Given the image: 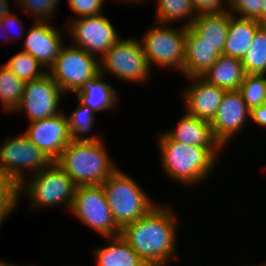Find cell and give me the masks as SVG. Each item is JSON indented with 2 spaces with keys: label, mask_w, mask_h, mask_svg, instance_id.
<instances>
[{
  "label": "cell",
  "mask_w": 266,
  "mask_h": 266,
  "mask_svg": "<svg viewBox=\"0 0 266 266\" xmlns=\"http://www.w3.org/2000/svg\"><path fill=\"white\" fill-rule=\"evenodd\" d=\"M169 208L155 206L147 215L120 229V236L144 263L165 266L177 249L176 220Z\"/></svg>",
  "instance_id": "6da1fadb"
},
{
  "label": "cell",
  "mask_w": 266,
  "mask_h": 266,
  "mask_svg": "<svg viewBox=\"0 0 266 266\" xmlns=\"http://www.w3.org/2000/svg\"><path fill=\"white\" fill-rule=\"evenodd\" d=\"M163 170L176 181L193 185L206 179L217 163L218 151L224 147L190 146L160 135Z\"/></svg>",
  "instance_id": "7a4b0ae2"
},
{
  "label": "cell",
  "mask_w": 266,
  "mask_h": 266,
  "mask_svg": "<svg viewBox=\"0 0 266 266\" xmlns=\"http://www.w3.org/2000/svg\"><path fill=\"white\" fill-rule=\"evenodd\" d=\"M55 162L76 186L102 185L118 168L111 163L101 140H71Z\"/></svg>",
  "instance_id": "3957f363"
},
{
  "label": "cell",
  "mask_w": 266,
  "mask_h": 266,
  "mask_svg": "<svg viewBox=\"0 0 266 266\" xmlns=\"http://www.w3.org/2000/svg\"><path fill=\"white\" fill-rule=\"evenodd\" d=\"M127 175L117 168L102 183L113 220L120 229L147 215L156 206L133 178Z\"/></svg>",
  "instance_id": "277c9868"
},
{
  "label": "cell",
  "mask_w": 266,
  "mask_h": 266,
  "mask_svg": "<svg viewBox=\"0 0 266 266\" xmlns=\"http://www.w3.org/2000/svg\"><path fill=\"white\" fill-rule=\"evenodd\" d=\"M31 177L28 185L27 180L20 185V191L28 193L32 209L63 204L70 210L77 186L55 161Z\"/></svg>",
  "instance_id": "5b68a950"
},
{
  "label": "cell",
  "mask_w": 266,
  "mask_h": 266,
  "mask_svg": "<svg viewBox=\"0 0 266 266\" xmlns=\"http://www.w3.org/2000/svg\"><path fill=\"white\" fill-rule=\"evenodd\" d=\"M70 211L106 238L120 235L102 185L77 186Z\"/></svg>",
  "instance_id": "8992f818"
},
{
  "label": "cell",
  "mask_w": 266,
  "mask_h": 266,
  "mask_svg": "<svg viewBox=\"0 0 266 266\" xmlns=\"http://www.w3.org/2000/svg\"><path fill=\"white\" fill-rule=\"evenodd\" d=\"M85 50L74 46H62L54 64L47 73L63 93H76L87 80L100 72L98 59Z\"/></svg>",
  "instance_id": "52a82bcc"
},
{
  "label": "cell",
  "mask_w": 266,
  "mask_h": 266,
  "mask_svg": "<svg viewBox=\"0 0 266 266\" xmlns=\"http://www.w3.org/2000/svg\"><path fill=\"white\" fill-rule=\"evenodd\" d=\"M100 59V72L106 75L108 70L121 81L145 82L151 71L141 42L135 38L118 40Z\"/></svg>",
  "instance_id": "ba28073f"
},
{
  "label": "cell",
  "mask_w": 266,
  "mask_h": 266,
  "mask_svg": "<svg viewBox=\"0 0 266 266\" xmlns=\"http://www.w3.org/2000/svg\"><path fill=\"white\" fill-rule=\"evenodd\" d=\"M153 27L141 41L145 57L151 68V64L165 68H174L182 71L185 57V42L187 28L173 29L159 24Z\"/></svg>",
  "instance_id": "9c48e42d"
},
{
  "label": "cell",
  "mask_w": 266,
  "mask_h": 266,
  "mask_svg": "<svg viewBox=\"0 0 266 266\" xmlns=\"http://www.w3.org/2000/svg\"><path fill=\"white\" fill-rule=\"evenodd\" d=\"M2 144V145H1ZM0 144V168L19 185L24 182L23 168L37 173L52 161L23 134Z\"/></svg>",
  "instance_id": "30bf717a"
},
{
  "label": "cell",
  "mask_w": 266,
  "mask_h": 266,
  "mask_svg": "<svg viewBox=\"0 0 266 266\" xmlns=\"http://www.w3.org/2000/svg\"><path fill=\"white\" fill-rule=\"evenodd\" d=\"M67 26L76 46L94 57L99 53L102 58L121 39L110 20L102 14L73 19Z\"/></svg>",
  "instance_id": "8fae6325"
},
{
  "label": "cell",
  "mask_w": 266,
  "mask_h": 266,
  "mask_svg": "<svg viewBox=\"0 0 266 266\" xmlns=\"http://www.w3.org/2000/svg\"><path fill=\"white\" fill-rule=\"evenodd\" d=\"M62 89L46 73L44 76L26 82L20 104L14 110H24L29 122L46 119L59 114Z\"/></svg>",
  "instance_id": "7c38bea8"
},
{
  "label": "cell",
  "mask_w": 266,
  "mask_h": 266,
  "mask_svg": "<svg viewBox=\"0 0 266 266\" xmlns=\"http://www.w3.org/2000/svg\"><path fill=\"white\" fill-rule=\"evenodd\" d=\"M24 134L51 160L56 161L71 141L67 115L63 112L31 122Z\"/></svg>",
  "instance_id": "4fadbf2b"
},
{
  "label": "cell",
  "mask_w": 266,
  "mask_h": 266,
  "mask_svg": "<svg viewBox=\"0 0 266 266\" xmlns=\"http://www.w3.org/2000/svg\"><path fill=\"white\" fill-rule=\"evenodd\" d=\"M248 116H250V110L240 91H226L214 118L210 122L215 138L223 147L234 134L242 129Z\"/></svg>",
  "instance_id": "5bb4252c"
},
{
  "label": "cell",
  "mask_w": 266,
  "mask_h": 266,
  "mask_svg": "<svg viewBox=\"0 0 266 266\" xmlns=\"http://www.w3.org/2000/svg\"><path fill=\"white\" fill-rule=\"evenodd\" d=\"M48 23V21H36L31 25L22 51L32 55L49 71L48 68L54 64L64 44L60 32Z\"/></svg>",
  "instance_id": "9a60e30c"
},
{
  "label": "cell",
  "mask_w": 266,
  "mask_h": 266,
  "mask_svg": "<svg viewBox=\"0 0 266 266\" xmlns=\"http://www.w3.org/2000/svg\"><path fill=\"white\" fill-rule=\"evenodd\" d=\"M193 85L184 91L187 113L211 122L222 101L224 89L206 82L201 77H190Z\"/></svg>",
  "instance_id": "2e32d148"
},
{
  "label": "cell",
  "mask_w": 266,
  "mask_h": 266,
  "mask_svg": "<svg viewBox=\"0 0 266 266\" xmlns=\"http://www.w3.org/2000/svg\"><path fill=\"white\" fill-rule=\"evenodd\" d=\"M220 55L214 45L202 41V37L192 27L187 28L182 74L188 78L201 77Z\"/></svg>",
  "instance_id": "e0dca14e"
},
{
  "label": "cell",
  "mask_w": 266,
  "mask_h": 266,
  "mask_svg": "<svg viewBox=\"0 0 266 266\" xmlns=\"http://www.w3.org/2000/svg\"><path fill=\"white\" fill-rule=\"evenodd\" d=\"M172 140L190 146L223 147L215 138L210 122L185 113L177 127L165 132Z\"/></svg>",
  "instance_id": "ac0fdd59"
},
{
  "label": "cell",
  "mask_w": 266,
  "mask_h": 266,
  "mask_svg": "<svg viewBox=\"0 0 266 266\" xmlns=\"http://www.w3.org/2000/svg\"><path fill=\"white\" fill-rule=\"evenodd\" d=\"M245 76L240 58L221 54L201 78L225 91H230L238 90Z\"/></svg>",
  "instance_id": "d6986e66"
},
{
  "label": "cell",
  "mask_w": 266,
  "mask_h": 266,
  "mask_svg": "<svg viewBox=\"0 0 266 266\" xmlns=\"http://www.w3.org/2000/svg\"><path fill=\"white\" fill-rule=\"evenodd\" d=\"M261 25L256 19L240 18L233 14L230 17L223 54L242 59Z\"/></svg>",
  "instance_id": "ffe728a7"
},
{
  "label": "cell",
  "mask_w": 266,
  "mask_h": 266,
  "mask_svg": "<svg viewBox=\"0 0 266 266\" xmlns=\"http://www.w3.org/2000/svg\"><path fill=\"white\" fill-rule=\"evenodd\" d=\"M231 16L229 10L222 13L198 14L191 27L202 37V41L214 45L223 54Z\"/></svg>",
  "instance_id": "44dd1931"
},
{
  "label": "cell",
  "mask_w": 266,
  "mask_h": 266,
  "mask_svg": "<svg viewBox=\"0 0 266 266\" xmlns=\"http://www.w3.org/2000/svg\"><path fill=\"white\" fill-rule=\"evenodd\" d=\"M103 76L99 72L95 77L87 80L81 89L76 92L78 100L89 106L94 112L110 110L118 100L116 91L111 85L103 81Z\"/></svg>",
  "instance_id": "7402d4cb"
},
{
  "label": "cell",
  "mask_w": 266,
  "mask_h": 266,
  "mask_svg": "<svg viewBox=\"0 0 266 266\" xmlns=\"http://www.w3.org/2000/svg\"><path fill=\"white\" fill-rule=\"evenodd\" d=\"M108 246L99 247L95 254L97 266H141L144 262L131 246L119 235L108 237Z\"/></svg>",
  "instance_id": "603a6c76"
},
{
  "label": "cell",
  "mask_w": 266,
  "mask_h": 266,
  "mask_svg": "<svg viewBox=\"0 0 266 266\" xmlns=\"http://www.w3.org/2000/svg\"><path fill=\"white\" fill-rule=\"evenodd\" d=\"M241 60L246 74L266 75V25L257 29Z\"/></svg>",
  "instance_id": "cb8c5ba5"
},
{
  "label": "cell",
  "mask_w": 266,
  "mask_h": 266,
  "mask_svg": "<svg viewBox=\"0 0 266 266\" xmlns=\"http://www.w3.org/2000/svg\"><path fill=\"white\" fill-rule=\"evenodd\" d=\"M155 24H169L179 19L190 18L183 27H191L196 13L193 9L191 0H158ZM192 15V16H191ZM190 16V17H189Z\"/></svg>",
  "instance_id": "d4e9b609"
},
{
  "label": "cell",
  "mask_w": 266,
  "mask_h": 266,
  "mask_svg": "<svg viewBox=\"0 0 266 266\" xmlns=\"http://www.w3.org/2000/svg\"><path fill=\"white\" fill-rule=\"evenodd\" d=\"M25 82L3 64L0 67V100L6 112H14L23 96Z\"/></svg>",
  "instance_id": "484cf974"
},
{
  "label": "cell",
  "mask_w": 266,
  "mask_h": 266,
  "mask_svg": "<svg viewBox=\"0 0 266 266\" xmlns=\"http://www.w3.org/2000/svg\"><path fill=\"white\" fill-rule=\"evenodd\" d=\"M76 110L68 117V130L73 141H100L98 137H83L79 134H87L94 125V111L87 105L82 104L78 100ZM79 133V134H78Z\"/></svg>",
  "instance_id": "4316f807"
},
{
  "label": "cell",
  "mask_w": 266,
  "mask_h": 266,
  "mask_svg": "<svg viewBox=\"0 0 266 266\" xmlns=\"http://www.w3.org/2000/svg\"><path fill=\"white\" fill-rule=\"evenodd\" d=\"M5 65L25 83L38 79L47 73L45 70L41 71L43 66L32 55L24 51L15 54Z\"/></svg>",
  "instance_id": "83f0119b"
},
{
  "label": "cell",
  "mask_w": 266,
  "mask_h": 266,
  "mask_svg": "<svg viewBox=\"0 0 266 266\" xmlns=\"http://www.w3.org/2000/svg\"><path fill=\"white\" fill-rule=\"evenodd\" d=\"M238 90L251 111L266 102V76L246 74Z\"/></svg>",
  "instance_id": "f1b7e54d"
},
{
  "label": "cell",
  "mask_w": 266,
  "mask_h": 266,
  "mask_svg": "<svg viewBox=\"0 0 266 266\" xmlns=\"http://www.w3.org/2000/svg\"><path fill=\"white\" fill-rule=\"evenodd\" d=\"M20 193V185L0 168V225L17 208Z\"/></svg>",
  "instance_id": "f546056e"
},
{
  "label": "cell",
  "mask_w": 266,
  "mask_h": 266,
  "mask_svg": "<svg viewBox=\"0 0 266 266\" xmlns=\"http://www.w3.org/2000/svg\"><path fill=\"white\" fill-rule=\"evenodd\" d=\"M19 7L35 15L36 21H48L60 0H17Z\"/></svg>",
  "instance_id": "4dcf8cb0"
},
{
  "label": "cell",
  "mask_w": 266,
  "mask_h": 266,
  "mask_svg": "<svg viewBox=\"0 0 266 266\" xmlns=\"http://www.w3.org/2000/svg\"><path fill=\"white\" fill-rule=\"evenodd\" d=\"M233 12L234 11L240 18L256 19L261 17L262 1L263 0H227Z\"/></svg>",
  "instance_id": "1f68e13d"
},
{
  "label": "cell",
  "mask_w": 266,
  "mask_h": 266,
  "mask_svg": "<svg viewBox=\"0 0 266 266\" xmlns=\"http://www.w3.org/2000/svg\"><path fill=\"white\" fill-rule=\"evenodd\" d=\"M70 9L79 15L77 18L103 13L104 0H69Z\"/></svg>",
  "instance_id": "d6a6232c"
},
{
  "label": "cell",
  "mask_w": 266,
  "mask_h": 266,
  "mask_svg": "<svg viewBox=\"0 0 266 266\" xmlns=\"http://www.w3.org/2000/svg\"><path fill=\"white\" fill-rule=\"evenodd\" d=\"M191 3L196 15L228 11L222 6V0H191Z\"/></svg>",
  "instance_id": "836d02e7"
},
{
  "label": "cell",
  "mask_w": 266,
  "mask_h": 266,
  "mask_svg": "<svg viewBox=\"0 0 266 266\" xmlns=\"http://www.w3.org/2000/svg\"><path fill=\"white\" fill-rule=\"evenodd\" d=\"M257 125L262 127L266 126V102L262 103L259 107H256L250 111V116Z\"/></svg>",
  "instance_id": "e575fe53"
},
{
  "label": "cell",
  "mask_w": 266,
  "mask_h": 266,
  "mask_svg": "<svg viewBox=\"0 0 266 266\" xmlns=\"http://www.w3.org/2000/svg\"><path fill=\"white\" fill-rule=\"evenodd\" d=\"M2 22H3V25H4V29L6 28H12V29H14L13 27H14V25L15 24H22L21 22H20V19L16 16V15H14V14H12V13H10V14H8V15H6V16H4L3 18H2ZM18 26V25H17ZM22 26H20L19 25V29H20V32L23 34V31H22ZM10 32V31H9ZM19 32V31H18ZM22 34H18V33H15V37L16 38H18L19 39V37H21L22 36ZM19 36V37H18Z\"/></svg>",
  "instance_id": "d590c367"
},
{
  "label": "cell",
  "mask_w": 266,
  "mask_h": 266,
  "mask_svg": "<svg viewBox=\"0 0 266 266\" xmlns=\"http://www.w3.org/2000/svg\"><path fill=\"white\" fill-rule=\"evenodd\" d=\"M8 0H0V18H3L4 16L10 14L9 10V2Z\"/></svg>",
  "instance_id": "8d00e7d4"
},
{
  "label": "cell",
  "mask_w": 266,
  "mask_h": 266,
  "mask_svg": "<svg viewBox=\"0 0 266 266\" xmlns=\"http://www.w3.org/2000/svg\"><path fill=\"white\" fill-rule=\"evenodd\" d=\"M258 21L262 25H266V0L262 1V11H261V17L258 19Z\"/></svg>",
  "instance_id": "74e56055"
},
{
  "label": "cell",
  "mask_w": 266,
  "mask_h": 266,
  "mask_svg": "<svg viewBox=\"0 0 266 266\" xmlns=\"http://www.w3.org/2000/svg\"><path fill=\"white\" fill-rule=\"evenodd\" d=\"M0 266H16L14 264H10L9 262L0 261Z\"/></svg>",
  "instance_id": "f35d334b"
},
{
  "label": "cell",
  "mask_w": 266,
  "mask_h": 266,
  "mask_svg": "<svg viewBox=\"0 0 266 266\" xmlns=\"http://www.w3.org/2000/svg\"><path fill=\"white\" fill-rule=\"evenodd\" d=\"M141 266H159V265L152 264V263H144V264L141 265Z\"/></svg>",
  "instance_id": "ab89813d"
},
{
  "label": "cell",
  "mask_w": 266,
  "mask_h": 266,
  "mask_svg": "<svg viewBox=\"0 0 266 266\" xmlns=\"http://www.w3.org/2000/svg\"><path fill=\"white\" fill-rule=\"evenodd\" d=\"M1 27L4 28V25H3V22H2V18H0V29H1Z\"/></svg>",
  "instance_id": "60d3db41"
},
{
  "label": "cell",
  "mask_w": 266,
  "mask_h": 266,
  "mask_svg": "<svg viewBox=\"0 0 266 266\" xmlns=\"http://www.w3.org/2000/svg\"><path fill=\"white\" fill-rule=\"evenodd\" d=\"M125 1H129V2H130V1H132V0H125ZM133 1H135V2L138 1V2H139V1H142V0H133Z\"/></svg>",
  "instance_id": "b9f144b4"
}]
</instances>
